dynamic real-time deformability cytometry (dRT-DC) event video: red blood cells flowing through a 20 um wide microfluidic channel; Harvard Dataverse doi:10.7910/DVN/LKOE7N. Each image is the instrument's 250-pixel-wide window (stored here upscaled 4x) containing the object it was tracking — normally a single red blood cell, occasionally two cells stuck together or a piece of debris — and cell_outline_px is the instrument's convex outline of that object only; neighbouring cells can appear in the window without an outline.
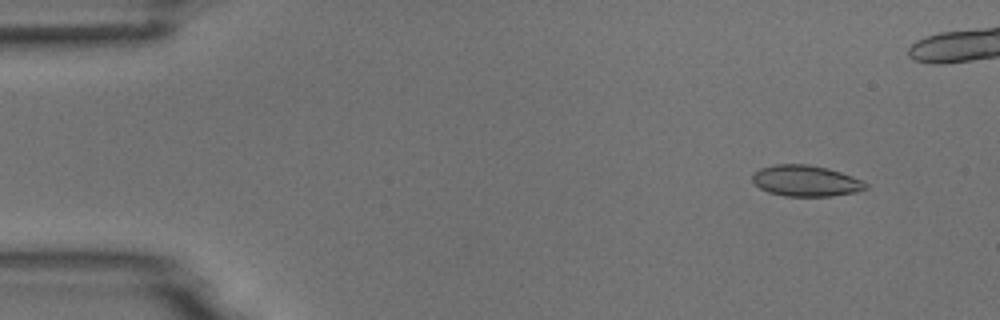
{"species": "common noctule bat (a hibernating species)", "species_latin": "Nyctalus noctula", "temperature_condition": "room temperature", "stored_images_in_passage": 6, "camera_frame_rate_fps": 3000, "um_per_image_px": 0.085, "animal": {"sex": "male", "body_mass_g": 18.8}, "frame": {"image": 1, "passage_image": 2, "time_ms": 1.333, "image_size_px": [1000, 320], "cell_outline_px": [[868, 188], [856, 192], [832, 196], [784, 196], [768, 192], [760, 188], [752, 180], [752, 172], [760, 168], [776, 164], [808, 164], [828, 168], [852, 176], [868, 184]], "centroid_in_image_um": [68.48, 15.37], "position_along_channel_um": 16.5, "area_um2": 20.58}}